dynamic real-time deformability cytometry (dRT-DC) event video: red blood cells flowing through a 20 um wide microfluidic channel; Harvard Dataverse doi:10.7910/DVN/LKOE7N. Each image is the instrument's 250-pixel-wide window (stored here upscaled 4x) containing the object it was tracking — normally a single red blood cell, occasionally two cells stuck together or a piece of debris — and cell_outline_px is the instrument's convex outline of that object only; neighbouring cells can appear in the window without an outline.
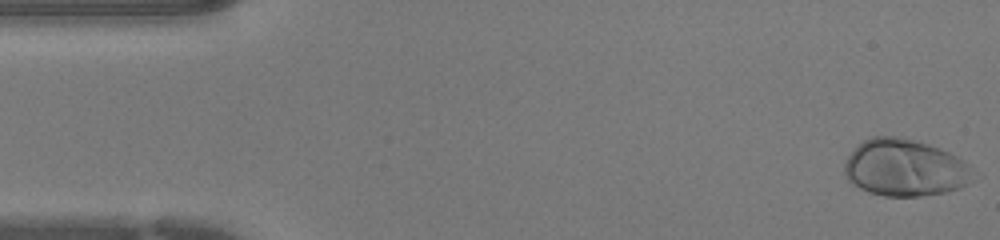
{"species": "human", "species_latin": "Homo sapiens", "temperature_condition": "warm", "stored_images_in_passage": 44, "camera_frame_rate_fps": 3000, "um_per_image_px": 0.085, "donor": {"sex": "female"}, "frame": {"image": 1, "passage_image": 1, "time_ms": 0.0, "image_size_px": [1000, 240], "cell_outline_px": [[964, 184], [960, 188], [944, 192], [920, 196], [884, 196], [868, 192], [852, 184], [848, 180], [844, 172], [844, 164], [848, 156], [856, 144], [872, 136], [900, 136], [916, 140], [928, 144], [948, 152], [956, 156], [964, 164]], "centroid_in_image_um": [76.73, 14.24], "position_along_channel_um": 8.3, "area_um2": 41.67}}
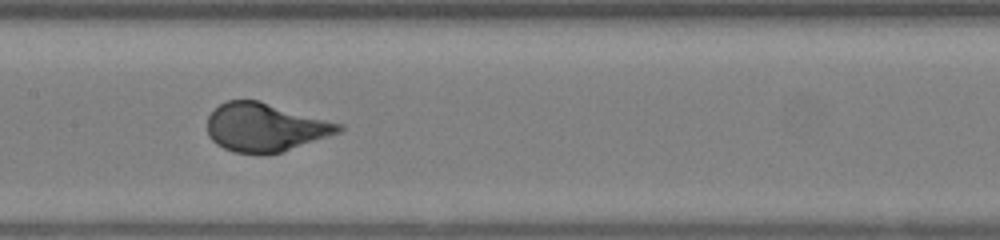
{"frame": {"image": 2, "passage_image": 21, "time_ms": 6.667, "image_size_px": [1000, 240], "cell_outline_px": [[344, 128], [340, 132], [280, 152], [232, 152], [216, 144], [208, 136], [208, 116], [220, 104], [228, 100], [256, 100], [344, 124]], "centroid_in_image_um": [22.53, 10.8], "position_along_channel_um": 184.9, "area_um2": 36.36}}
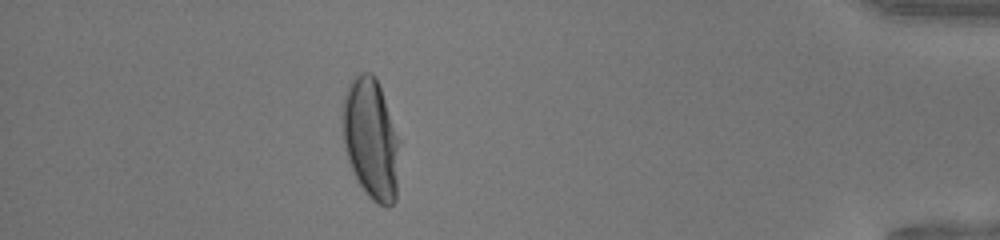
{"frame": {"image": 3, "passage_image": 39, "time_ms": 12.667, "image_size_px": [1000, 240], "cell_outline_px": [[400, 144], [396, 200], [388, 208], [376, 204], [364, 192], [356, 180], [348, 160], [344, 148], [340, 116], [344, 96], [348, 84], [360, 72], [372, 72], [376, 76], [380, 84], [400, 140]], "centroid_in_image_um": [31.52, 11.81], "position_along_channel_um": 403.7, "area_um2": 41.33}}